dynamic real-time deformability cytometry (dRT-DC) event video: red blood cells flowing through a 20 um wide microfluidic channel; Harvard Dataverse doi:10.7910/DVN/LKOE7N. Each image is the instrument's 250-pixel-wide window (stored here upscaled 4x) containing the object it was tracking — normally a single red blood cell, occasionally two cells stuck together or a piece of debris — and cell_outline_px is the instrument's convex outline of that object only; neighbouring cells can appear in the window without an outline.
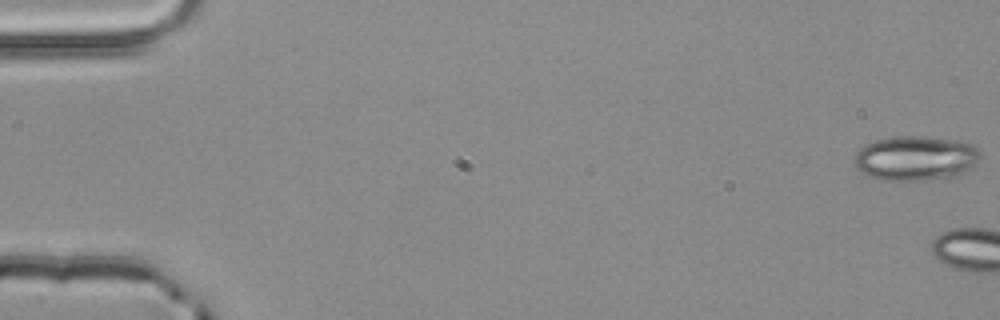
{"species": "common noctule bat (a hibernating species)", "species_latin": "Nyctalus noctula", "temperature_condition": "room temperature", "stored_images_in_passage": 5, "camera_frame_rate_fps": 3000, "um_per_image_px": 0.085, "animal": {"sex": "male", "body_mass_g": 20.4}, "frame": {"image": 1, "passage_image": 1, "time_ms": 0.0, "image_size_px": [1000, 320], "cell_outline_px": [[980, 160], [976, 164], [964, 172], [956, 176], [924, 180], [880, 180], [868, 176], [860, 172], [856, 168], [852, 160], [856, 152], [860, 148], [876, 140], [892, 136], [924, 136], [956, 140], [972, 144], [980, 152]], "centroid_in_image_um": [77.8, 13.45], "position_along_channel_um": 7.2, "area_um2": 33.06}}